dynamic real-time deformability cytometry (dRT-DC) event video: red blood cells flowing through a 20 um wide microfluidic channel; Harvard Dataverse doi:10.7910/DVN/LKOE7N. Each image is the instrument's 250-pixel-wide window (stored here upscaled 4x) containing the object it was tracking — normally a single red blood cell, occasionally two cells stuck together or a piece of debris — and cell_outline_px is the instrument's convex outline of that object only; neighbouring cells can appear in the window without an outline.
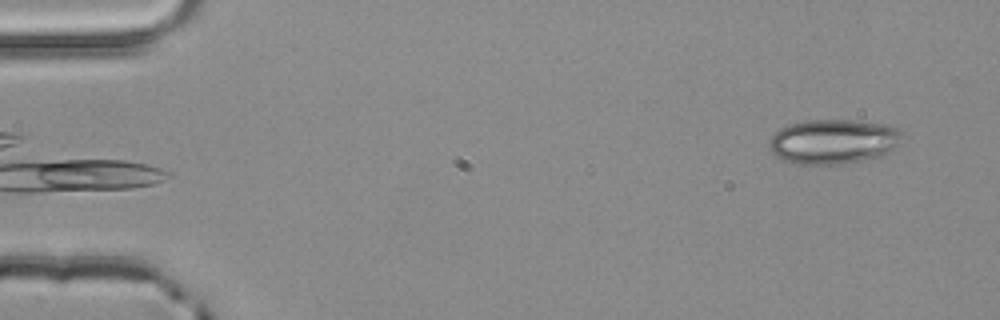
{"species": "common noctule bat (a hibernating species)", "species_latin": "Nyctalus noctula", "temperature_condition": "room temperature", "stored_images_in_passage": 3, "camera_frame_rate_fps": 3000, "um_per_image_px": 0.085, "animal": {"sex": "male", "body_mass_g": 20.4}, "frame": {"image": 1, "passage_image": 3, "time_ms": 0.667, "image_size_px": [1000, 320], "cell_outline_px": [[904, 132], [896, 144], [892, 148], [876, 156], [860, 160], [840, 164], [796, 164], [780, 160], [772, 152], [768, 140], [780, 128], [792, 124], [808, 120], [848, 120], [892, 124], [900, 128]], "centroid_in_image_um": [70.81, 12.01], "position_along_channel_um": 14.2, "area_um2": 34.39}}